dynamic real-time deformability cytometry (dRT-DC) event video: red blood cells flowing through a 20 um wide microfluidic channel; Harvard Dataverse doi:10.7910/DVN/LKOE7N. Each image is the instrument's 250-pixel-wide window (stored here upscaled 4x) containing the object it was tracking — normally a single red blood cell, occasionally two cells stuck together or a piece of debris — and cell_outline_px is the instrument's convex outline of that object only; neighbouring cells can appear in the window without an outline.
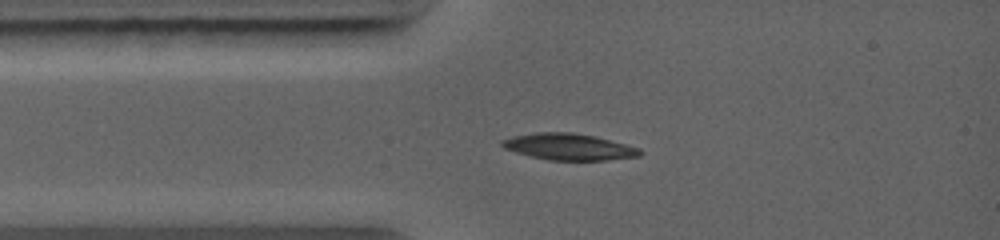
{"species": "common noctule bat (a hibernating species)", "species_latin": "Nyctalus noctula", "temperature_condition": "warm", "stored_images_in_passage": 37, "camera_frame_rate_fps": 5000, "um_per_image_px": 0.085, "animal": {"sex": "female", "body_mass_g": 19.0, "forearm_length_mm": 56.7}, "frame": {"image": 1, "passage_image": 1, "time_ms": 0.0, "image_size_px": [1000, 240], "cell_outline_px": [[644, 152], [640, 156], [608, 160], [548, 160], [516, 152], [504, 148], [500, 144], [500, 140], [512, 136], [536, 132], [572, 132], [596, 136], [640, 148]], "centroid_in_image_um": [48.37, 12.47], "position_along_channel_um": 36.6, "area_um2": 21.39}}
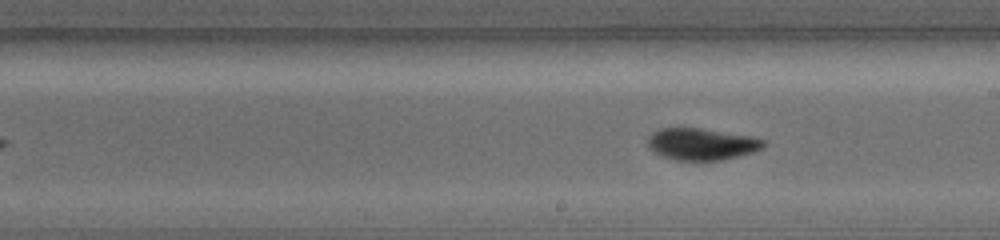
{"frame": {"image": 2, "passage_image": 18, "time_ms": 4.2, "image_size_px": [1000, 240], "cell_outline_px": [[768, 144], [764, 148], [752, 152], [720, 160], [676, 160], [660, 156], [648, 148], [648, 136], [652, 132], [660, 128], [700, 128], [752, 136], [764, 140]], "centroid_in_image_um": [59.62, 12.24], "position_along_channel_um": 229.4, "area_um2": 21.56}}
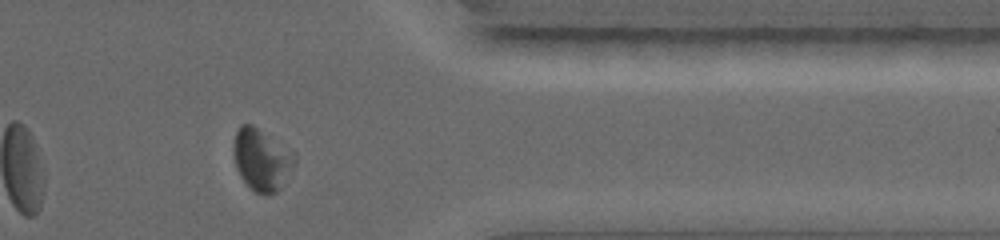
{"frame": {"image": 3, "passage_image": 32, "time_ms": 7.8, "image_size_px": [1000, 240], "cell_outline_px": [[296, 164], [280, 188], [276, 192], [268, 196], [256, 192], [240, 176], [236, 168], [232, 152], [232, 148], [236, 132], [240, 124], [252, 124], [296, 156]], "centroid_in_image_um": [22.21, 13.59], "position_along_channel_um": 389.2, "area_um2": 21.73}}